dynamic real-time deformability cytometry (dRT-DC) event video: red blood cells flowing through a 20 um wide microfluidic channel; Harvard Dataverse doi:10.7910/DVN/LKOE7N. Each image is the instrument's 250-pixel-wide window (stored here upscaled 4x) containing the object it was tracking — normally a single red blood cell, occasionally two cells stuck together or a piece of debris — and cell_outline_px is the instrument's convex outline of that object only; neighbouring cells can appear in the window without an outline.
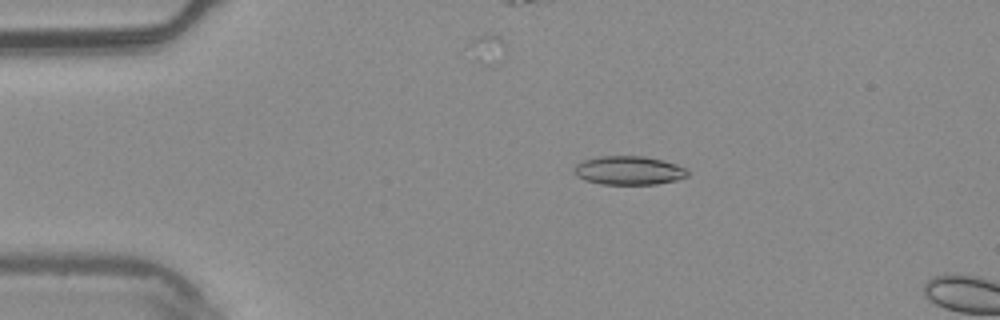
{"species": "common noctule bat (a hibernating species)", "species_latin": "Nyctalus noctula", "temperature_condition": "warm", "stored_images_in_passage": 4, "segment_of_instrument_passage": [1, 2], "camera_frame_rate_fps": 3000, "um_per_image_px": 0.085, "animal": {"sex": "male", "body_mass_g": 20.4}, "frame": {"image": 1, "passage_image": 3, "time_ms": 0.667, "image_size_px": [1000, 320], "cell_outline_px": [[688, 176], [676, 180], [656, 184], [600, 184], [584, 180], [576, 176], [572, 168], [580, 160], [596, 156], [644, 156], [664, 160], [688, 168]], "centroid_in_image_um": [53.41, 14.48], "position_along_channel_um": 31.6, "area_um2": 19.36}}